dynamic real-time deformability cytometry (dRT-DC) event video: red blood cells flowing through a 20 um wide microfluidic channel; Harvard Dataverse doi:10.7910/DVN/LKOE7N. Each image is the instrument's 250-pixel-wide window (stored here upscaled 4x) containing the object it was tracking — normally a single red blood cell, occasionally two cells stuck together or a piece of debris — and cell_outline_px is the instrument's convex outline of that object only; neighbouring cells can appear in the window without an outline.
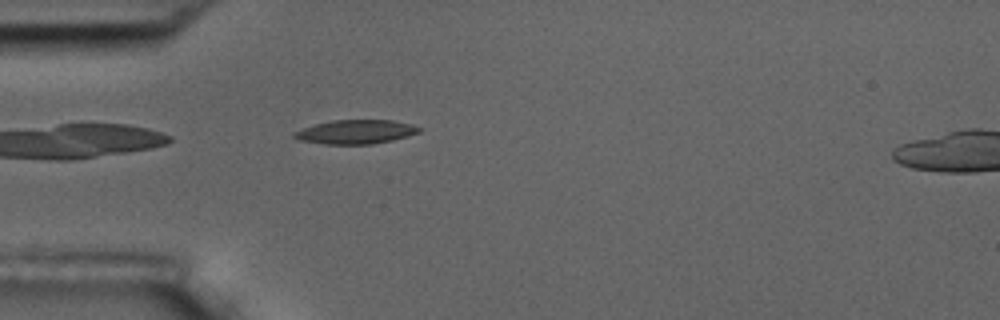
{"species": "common noctule bat (a hibernating species)", "species_latin": "Nyctalus noctula", "temperature_condition": "room temperature", "stored_images_in_passage": 5, "camera_frame_rate_fps": 3000, "um_per_image_px": 0.085, "animal": {"sex": "male", "body_mass_g": 17.5, "forearm_length_mm": 52.3}, "frame": {"image": 1, "passage_image": 5, "time_ms": 5.0, "image_size_px": [1000, 320], "cell_outline_px": [[424, 128], [420, 132], [408, 136], [392, 140], [372, 144], [324, 144], [300, 140], [292, 136], [292, 132], [316, 124], [332, 120], [392, 120], [412, 124]], "centroid_in_image_um": [30.27, 11.2], "position_along_channel_um": 54.7, "area_um2": 17.51}}